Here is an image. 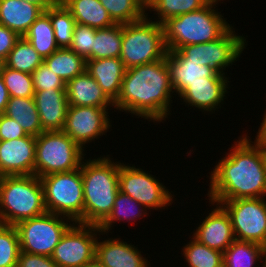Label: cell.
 <instances>
[{
  "instance_id": "21",
  "label": "cell",
  "mask_w": 266,
  "mask_h": 267,
  "mask_svg": "<svg viewBox=\"0 0 266 267\" xmlns=\"http://www.w3.org/2000/svg\"><path fill=\"white\" fill-rule=\"evenodd\" d=\"M125 70L120 58L86 60V71L113 103L119 96Z\"/></svg>"
},
{
  "instance_id": "44",
  "label": "cell",
  "mask_w": 266,
  "mask_h": 267,
  "mask_svg": "<svg viewBox=\"0 0 266 267\" xmlns=\"http://www.w3.org/2000/svg\"><path fill=\"white\" fill-rule=\"evenodd\" d=\"M9 99V92L4 84L2 76L0 75V114L4 113Z\"/></svg>"
},
{
  "instance_id": "25",
  "label": "cell",
  "mask_w": 266,
  "mask_h": 267,
  "mask_svg": "<svg viewBox=\"0 0 266 267\" xmlns=\"http://www.w3.org/2000/svg\"><path fill=\"white\" fill-rule=\"evenodd\" d=\"M256 262L266 267V248L255 242L235 240L223 252V267H254Z\"/></svg>"
},
{
  "instance_id": "4",
  "label": "cell",
  "mask_w": 266,
  "mask_h": 267,
  "mask_svg": "<svg viewBox=\"0 0 266 267\" xmlns=\"http://www.w3.org/2000/svg\"><path fill=\"white\" fill-rule=\"evenodd\" d=\"M216 4L207 3L198 10L166 20L163 27L167 50L174 51L186 45L212 42L220 38L231 25L215 9Z\"/></svg>"
},
{
  "instance_id": "26",
  "label": "cell",
  "mask_w": 266,
  "mask_h": 267,
  "mask_svg": "<svg viewBox=\"0 0 266 267\" xmlns=\"http://www.w3.org/2000/svg\"><path fill=\"white\" fill-rule=\"evenodd\" d=\"M3 114L18 122L29 135L38 136L44 131L34 98L10 97Z\"/></svg>"
},
{
  "instance_id": "23",
  "label": "cell",
  "mask_w": 266,
  "mask_h": 267,
  "mask_svg": "<svg viewBox=\"0 0 266 267\" xmlns=\"http://www.w3.org/2000/svg\"><path fill=\"white\" fill-rule=\"evenodd\" d=\"M43 11L24 0H0V25L23 37Z\"/></svg>"
},
{
  "instance_id": "38",
  "label": "cell",
  "mask_w": 266,
  "mask_h": 267,
  "mask_svg": "<svg viewBox=\"0 0 266 267\" xmlns=\"http://www.w3.org/2000/svg\"><path fill=\"white\" fill-rule=\"evenodd\" d=\"M95 34V28L76 23L72 43L69 48L85 60H93V40Z\"/></svg>"
},
{
  "instance_id": "43",
  "label": "cell",
  "mask_w": 266,
  "mask_h": 267,
  "mask_svg": "<svg viewBox=\"0 0 266 267\" xmlns=\"http://www.w3.org/2000/svg\"><path fill=\"white\" fill-rule=\"evenodd\" d=\"M256 136L253 142L263 151H266V112Z\"/></svg>"
},
{
  "instance_id": "20",
  "label": "cell",
  "mask_w": 266,
  "mask_h": 267,
  "mask_svg": "<svg viewBox=\"0 0 266 267\" xmlns=\"http://www.w3.org/2000/svg\"><path fill=\"white\" fill-rule=\"evenodd\" d=\"M65 89L69 106H95L108 109L114 106L86 70L67 82Z\"/></svg>"
},
{
  "instance_id": "12",
  "label": "cell",
  "mask_w": 266,
  "mask_h": 267,
  "mask_svg": "<svg viewBox=\"0 0 266 267\" xmlns=\"http://www.w3.org/2000/svg\"><path fill=\"white\" fill-rule=\"evenodd\" d=\"M97 225L73 222L64 233L51 256L59 267H83L95 259Z\"/></svg>"
},
{
  "instance_id": "28",
  "label": "cell",
  "mask_w": 266,
  "mask_h": 267,
  "mask_svg": "<svg viewBox=\"0 0 266 267\" xmlns=\"http://www.w3.org/2000/svg\"><path fill=\"white\" fill-rule=\"evenodd\" d=\"M44 63L66 84L86 70V60L70 48H59Z\"/></svg>"
},
{
  "instance_id": "29",
  "label": "cell",
  "mask_w": 266,
  "mask_h": 267,
  "mask_svg": "<svg viewBox=\"0 0 266 267\" xmlns=\"http://www.w3.org/2000/svg\"><path fill=\"white\" fill-rule=\"evenodd\" d=\"M139 202L134 200L129 195L119 191L116 195L114 207L108 217L98 226L103 234L111 230L113 223L121 221H132L135 218L145 217L147 214L146 208ZM140 208V209H139ZM146 211V212H145Z\"/></svg>"
},
{
  "instance_id": "22",
  "label": "cell",
  "mask_w": 266,
  "mask_h": 267,
  "mask_svg": "<svg viewBox=\"0 0 266 267\" xmlns=\"http://www.w3.org/2000/svg\"><path fill=\"white\" fill-rule=\"evenodd\" d=\"M228 83L229 81H197L190 83L179 97L185 104L197 107L202 112H213L224 101Z\"/></svg>"
},
{
  "instance_id": "33",
  "label": "cell",
  "mask_w": 266,
  "mask_h": 267,
  "mask_svg": "<svg viewBox=\"0 0 266 267\" xmlns=\"http://www.w3.org/2000/svg\"><path fill=\"white\" fill-rule=\"evenodd\" d=\"M182 255L189 267H223V253L211 249L195 238L183 246Z\"/></svg>"
},
{
  "instance_id": "37",
  "label": "cell",
  "mask_w": 266,
  "mask_h": 267,
  "mask_svg": "<svg viewBox=\"0 0 266 267\" xmlns=\"http://www.w3.org/2000/svg\"><path fill=\"white\" fill-rule=\"evenodd\" d=\"M19 235L14 225L0 223V267H17Z\"/></svg>"
},
{
  "instance_id": "13",
  "label": "cell",
  "mask_w": 266,
  "mask_h": 267,
  "mask_svg": "<svg viewBox=\"0 0 266 267\" xmlns=\"http://www.w3.org/2000/svg\"><path fill=\"white\" fill-rule=\"evenodd\" d=\"M123 164V165H122ZM119 191L129 195L146 209H165L173 203V196L169 189L155 176L141 168L125 165L119 166ZM164 207V208H163Z\"/></svg>"
},
{
  "instance_id": "15",
  "label": "cell",
  "mask_w": 266,
  "mask_h": 267,
  "mask_svg": "<svg viewBox=\"0 0 266 267\" xmlns=\"http://www.w3.org/2000/svg\"><path fill=\"white\" fill-rule=\"evenodd\" d=\"M36 136L0 141V177L34 175Z\"/></svg>"
},
{
  "instance_id": "39",
  "label": "cell",
  "mask_w": 266,
  "mask_h": 267,
  "mask_svg": "<svg viewBox=\"0 0 266 267\" xmlns=\"http://www.w3.org/2000/svg\"><path fill=\"white\" fill-rule=\"evenodd\" d=\"M35 91L65 89V83L43 62L33 73Z\"/></svg>"
},
{
  "instance_id": "14",
  "label": "cell",
  "mask_w": 266,
  "mask_h": 267,
  "mask_svg": "<svg viewBox=\"0 0 266 267\" xmlns=\"http://www.w3.org/2000/svg\"><path fill=\"white\" fill-rule=\"evenodd\" d=\"M107 108L68 106L63 131L82 149L111 128Z\"/></svg>"
},
{
  "instance_id": "18",
  "label": "cell",
  "mask_w": 266,
  "mask_h": 267,
  "mask_svg": "<svg viewBox=\"0 0 266 267\" xmlns=\"http://www.w3.org/2000/svg\"><path fill=\"white\" fill-rule=\"evenodd\" d=\"M34 101L44 131L63 130L68 109L66 89L35 91Z\"/></svg>"
},
{
  "instance_id": "2",
  "label": "cell",
  "mask_w": 266,
  "mask_h": 267,
  "mask_svg": "<svg viewBox=\"0 0 266 267\" xmlns=\"http://www.w3.org/2000/svg\"><path fill=\"white\" fill-rule=\"evenodd\" d=\"M171 92L174 93V88L165 57L126 69L114 108L149 121L162 122L170 113Z\"/></svg>"
},
{
  "instance_id": "41",
  "label": "cell",
  "mask_w": 266,
  "mask_h": 267,
  "mask_svg": "<svg viewBox=\"0 0 266 267\" xmlns=\"http://www.w3.org/2000/svg\"><path fill=\"white\" fill-rule=\"evenodd\" d=\"M17 267H59L51 257L20 251Z\"/></svg>"
},
{
  "instance_id": "48",
  "label": "cell",
  "mask_w": 266,
  "mask_h": 267,
  "mask_svg": "<svg viewBox=\"0 0 266 267\" xmlns=\"http://www.w3.org/2000/svg\"><path fill=\"white\" fill-rule=\"evenodd\" d=\"M208 3H214V0H206Z\"/></svg>"
},
{
  "instance_id": "1",
  "label": "cell",
  "mask_w": 266,
  "mask_h": 267,
  "mask_svg": "<svg viewBox=\"0 0 266 267\" xmlns=\"http://www.w3.org/2000/svg\"><path fill=\"white\" fill-rule=\"evenodd\" d=\"M244 134L230 152L216 164L210 175L209 201L266 196L264 151Z\"/></svg>"
},
{
  "instance_id": "35",
  "label": "cell",
  "mask_w": 266,
  "mask_h": 267,
  "mask_svg": "<svg viewBox=\"0 0 266 267\" xmlns=\"http://www.w3.org/2000/svg\"><path fill=\"white\" fill-rule=\"evenodd\" d=\"M117 24H128L143 19L147 13L136 0H99Z\"/></svg>"
},
{
  "instance_id": "8",
  "label": "cell",
  "mask_w": 266,
  "mask_h": 267,
  "mask_svg": "<svg viewBox=\"0 0 266 267\" xmlns=\"http://www.w3.org/2000/svg\"><path fill=\"white\" fill-rule=\"evenodd\" d=\"M44 204L54 213L83 224L84 194L81 169L40 177Z\"/></svg>"
},
{
  "instance_id": "46",
  "label": "cell",
  "mask_w": 266,
  "mask_h": 267,
  "mask_svg": "<svg viewBox=\"0 0 266 267\" xmlns=\"http://www.w3.org/2000/svg\"><path fill=\"white\" fill-rule=\"evenodd\" d=\"M139 5L147 11V9H149V7L154 3L155 0H136Z\"/></svg>"
},
{
  "instance_id": "45",
  "label": "cell",
  "mask_w": 266,
  "mask_h": 267,
  "mask_svg": "<svg viewBox=\"0 0 266 267\" xmlns=\"http://www.w3.org/2000/svg\"><path fill=\"white\" fill-rule=\"evenodd\" d=\"M38 6L43 12L54 6L59 0H24Z\"/></svg>"
},
{
  "instance_id": "5",
  "label": "cell",
  "mask_w": 266,
  "mask_h": 267,
  "mask_svg": "<svg viewBox=\"0 0 266 267\" xmlns=\"http://www.w3.org/2000/svg\"><path fill=\"white\" fill-rule=\"evenodd\" d=\"M43 187L36 175L0 177V223L16 225L45 214Z\"/></svg>"
},
{
  "instance_id": "36",
  "label": "cell",
  "mask_w": 266,
  "mask_h": 267,
  "mask_svg": "<svg viewBox=\"0 0 266 267\" xmlns=\"http://www.w3.org/2000/svg\"><path fill=\"white\" fill-rule=\"evenodd\" d=\"M206 0H155L149 11H155L159 18L156 22L163 24L170 17L186 14L204 7ZM160 19V20H159Z\"/></svg>"
},
{
  "instance_id": "3",
  "label": "cell",
  "mask_w": 266,
  "mask_h": 267,
  "mask_svg": "<svg viewBox=\"0 0 266 267\" xmlns=\"http://www.w3.org/2000/svg\"><path fill=\"white\" fill-rule=\"evenodd\" d=\"M107 156L85 159L80 165L84 194L83 224L99 226L114 207L119 192L120 162H112Z\"/></svg>"
},
{
  "instance_id": "6",
  "label": "cell",
  "mask_w": 266,
  "mask_h": 267,
  "mask_svg": "<svg viewBox=\"0 0 266 267\" xmlns=\"http://www.w3.org/2000/svg\"><path fill=\"white\" fill-rule=\"evenodd\" d=\"M163 24L143 19L123 24L120 59L126 69L161 60L167 55Z\"/></svg>"
},
{
  "instance_id": "24",
  "label": "cell",
  "mask_w": 266,
  "mask_h": 267,
  "mask_svg": "<svg viewBox=\"0 0 266 267\" xmlns=\"http://www.w3.org/2000/svg\"><path fill=\"white\" fill-rule=\"evenodd\" d=\"M71 12L76 23L95 29L107 28L116 23L99 0H60Z\"/></svg>"
},
{
  "instance_id": "31",
  "label": "cell",
  "mask_w": 266,
  "mask_h": 267,
  "mask_svg": "<svg viewBox=\"0 0 266 267\" xmlns=\"http://www.w3.org/2000/svg\"><path fill=\"white\" fill-rule=\"evenodd\" d=\"M43 62L33 46L20 37L3 63L14 70L32 74Z\"/></svg>"
},
{
  "instance_id": "42",
  "label": "cell",
  "mask_w": 266,
  "mask_h": 267,
  "mask_svg": "<svg viewBox=\"0 0 266 267\" xmlns=\"http://www.w3.org/2000/svg\"><path fill=\"white\" fill-rule=\"evenodd\" d=\"M20 38L13 30L0 25V62H4L9 52L14 48L16 41Z\"/></svg>"
},
{
  "instance_id": "7",
  "label": "cell",
  "mask_w": 266,
  "mask_h": 267,
  "mask_svg": "<svg viewBox=\"0 0 266 267\" xmlns=\"http://www.w3.org/2000/svg\"><path fill=\"white\" fill-rule=\"evenodd\" d=\"M82 149L63 130L43 131L36 136L34 175L40 177L80 168Z\"/></svg>"
},
{
  "instance_id": "34",
  "label": "cell",
  "mask_w": 266,
  "mask_h": 267,
  "mask_svg": "<svg viewBox=\"0 0 266 267\" xmlns=\"http://www.w3.org/2000/svg\"><path fill=\"white\" fill-rule=\"evenodd\" d=\"M0 75L2 76L10 97H34L35 90L32 74L14 70L2 63L0 66Z\"/></svg>"
},
{
  "instance_id": "9",
  "label": "cell",
  "mask_w": 266,
  "mask_h": 267,
  "mask_svg": "<svg viewBox=\"0 0 266 267\" xmlns=\"http://www.w3.org/2000/svg\"><path fill=\"white\" fill-rule=\"evenodd\" d=\"M71 222L67 217L48 212L19 222L15 227L20 251L51 257L60 239L72 225Z\"/></svg>"
},
{
  "instance_id": "10",
  "label": "cell",
  "mask_w": 266,
  "mask_h": 267,
  "mask_svg": "<svg viewBox=\"0 0 266 267\" xmlns=\"http://www.w3.org/2000/svg\"><path fill=\"white\" fill-rule=\"evenodd\" d=\"M220 204L228 213L234 235L238 241L255 242L266 248V200L259 198H239Z\"/></svg>"
},
{
  "instance_id": "17",
  "label": "cell",
  "mask_w": 266,
  "mask_h": 267,
  "mask_svg": "<svg viewBox=\"0 0 266 267\" xmlns=\"http://www.w3.org/2000/svg\"><path fill=\"white\" fill-rule=\"evenodd\" d=\"M193 233L197 241L222 253L236 240L230 217L218 203Z\"/></svg>"
},
{
  "instance_id": "32",
  "label": "cell",
  "mask_w": 266,
  "mask_h": 267,
  "mask_svg": "<svg viewBox=\"0 0 266 267\" xmlns=\"http://www.w3.org/2000/svg\"><path fill=\"white\" fill-rule=\"evenodd\" d=\"M51 19L55 40L59 48H69L72 43L76 21L71 12L59 0L45 11Z\"/></svg>"
},
{
  "instance_id": "16",
  "label": "cell",
  "mask_w": 266,
  "mask_h": 267,
  "mask_svg": "<svg viewBox=\"0 0 266 267\" xmlns=\"http://www.w3.org/2000/svg\"><path fill=\"white\" fill-rule=\"evenodd\" d=\"M174 92L180 96L190 83L197 81H228L225 74L218 73L214 68L197 65L188 60L178 51H168L166 55Z\"/></svg>"
},
{
  "instance_id": "27",
  "label": "cell",
  "mask_w": 266,
  "mask_h": 267,
  "mask_svg": "<svg viewBox=\"0 0 266 267\" xmlns=\"http://www.w3.org/2000/svg\"><path fill=\"white\" fill-rule=\"evenodd\" d=\"M44 60L59 49L50 16L42 12L23 36Z\"/></svg>"
},
{
  "instance_id": "11",
  "label": "cell",
  "mask_w": 266,
  "mask_h": 267,
  "mask_svg": "<svg viewBox=\"0 0 266 267\" xmlns=\"http://www.w3.org/2000/svg\"><path fill=\"white\" fill-rule=\"evenodd\" d=\"M231 26L220 38L215 41L186 45L178 51L188 60L197 65H205L214 68L218 73L223 72L234 61L239 60L242 51L245 49L246 39L244 36L236 35Z\"/></svg>"
},
{
  "instance_id": "40",
  "label": "cell",
  "mask_w": 266,
  "mask_h": 267,
  "mask_svg": "<svg viewBox=\"0 0 266 267\" xmlns=\"http://www.w3.org/2000/svg\"><path fill=\"white\" fill-rule=\"evenodd\" d=\"M27 135L18 122L5 114H0V141L13 140Z\"/></svg>"
},
{
  "instance_id": "49",
  "label": "cell",
  "mask_w": 266,
  "mask_h": 267,
  "mask_svg": "<svg viewBox=\"0 0 266 267\" xmlns=\"http://www.w3.org/2000/svg\"><path fill=\"white\" fill-rule=\"evenodd\" d=\"M264 158H265V163H266V151H264Z\"/></svg>"
},
{
  "instance_id": "47",
  "label": "cell",
  "mask_w": 266,
  "mask_h": 267,
  "mask_svg": "<svg viewBox=\"0 0 266 267\" xmlns=\"http://www.w3.org/2000/svg\"><path fill=\"white\" fill-rule=\"evenodd\" d=\"M83 267H107L101 264L96 258L91 261L89 264L84 265Z\"/></svg>"
},
{
  "instance_id": "30",
  "label": "cell",
  "mask_w": 266,
  "mask_h": 267,
  "mask_svg": "<svg viewBox=\"0 0 266 267\" xmlns=\"http://www.w3.org/2000/svg\"><path fill=\"white\" fill-rule=\"evenodd\" d=\"M123 24L96 29L93 59L119 58L122 49Z\"/></svg>"
},
{
  "instance_id": "19",
  "label": "cell",
  "mask_w": 266,
  "mask_h": 267,
  "mask_svg": "<svg viewBox=\"0 0 266 267\" xmlns=\"http://www.w3.org/2000/svg\"><path fill=\"white\" fill-rule=\"evenodd\" d=\"M120 240V238H110L99 242L97 239L95 258L107 267L150 266L137 247Z\"/></svg>"
}]
</instances>
